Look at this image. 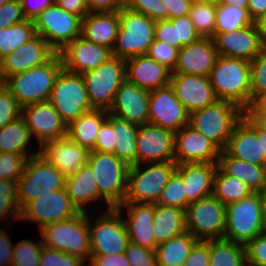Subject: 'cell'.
Returning <instances> with one entry per match:
<instances>
[{"mask_svg":"<svg viewBox=\"0 0 266 266\" xmlns=\"http://www.w3.org/2000/svg\"><path fill=\"white\" fill-rule=\"evenodd\" d=\"M36 33L58 53L81 36L82 18L53 3L33 20Z\"/></svg>","mask_w":266,"mask_h":266,"instance_id":"cell-13","label":"cell"},{"mask_svg":"<svg viewBox=\"0 0 266 266\" xmlns=\"http://www.w3.org/2000/svg\"><path fill=\"white\" fill-rule=\"evenodd\" d=\"M63 68L82 75L96 69L112 57V50L86 40L83 36L75 38L58 52Z\"/></svg>","mask_w":266,"mask_h":266,"instance_id":"cell-22","label":"cell"},{"mask_svg":"<svg viewBox=\"0 0 266 266\" xmlns=\"http://www.w3.org/2000/svg\"><path fill=\"white\" fill-rule=\"evenodd\" d=\"M87 212L40 229L43 246L68 253L85 262L91 257Z\"/></svg>","mask_w":266,"mask_h":266,"instance_id":"cell-5","label":"cell"},{"mask_svg":"<svg viewBox=\"0 0 266 266\" xmlns=\"http://www.w3.org/2000/svg\"><path fill=\"white\" fill-rule=\"evenodd\" d=\"M13 249L9 235L0 229V266H12Z\"/></svg>","mask_w":266,"mask_h":266,"instance_id":"cell-63","label":"cell"},{"mask_svg":"<svg viewBox=\"0 0 266 266\" xmlns=\"http://www.w3.org/2000/svg\"><path fill=\"white\" fill-rule=\"evenodd\" d=\"M10 1H12V0H0V6H2L5 3H8Z\"/></svg>","mask_w":266,"mask_h":266,"instance_id":"cell-74","label":"cell"},{"mask_svg":"<svg viewBox=\"0 0 266 266\" xmlns=\"http://www.w3.org/2000/svg\"><path fill=\"white\" fill-rule=\"evenodd\" d=\"M155 40L164 41L172 47L180 49V41H177L176 25L170 20H159L155 23Z\"/></svg>","mask_w":266,"mask_h":266,"instance_id":"cell-59","label":"cell"},{"mask_svg":"<svg viewBox=\"0 0 266 266\" xmlns=\"http://www.w3.org/2000/svg\"><path fill=\"white\" fill-rule=\"evenodd\" d=\"M213 40L220 56L248 61L266 46L255 24L231 32H215Z\"/></svg>","mask_w":266,"mask_h":266,"instance_id":"cell-21","label":"cell"},{"mask_svg":"<svg viewBox=\"0 0 266 266\" xmlns=\"http://www.w3.org/2000/svg\"><path fill=\"white\" fill-rule=\"evenodd\" d=\"M249 0H221L220 4L231 5L239 8H248Z\"/></svg>","mask_w":266,"mask_h":266,"instance_id":"cell-71","label":"cell"},{"mask_svg":"<svg viewBox=\"0 0 266 266\" xmlns=\"http://www.w3.org/2000/svg\"><path fill=\"white\" fill-rule=\"evenodd\" d=\"M224 151L231 157L265 166L261 140L258 139V125L246 114L235 126Z\"/></svg>","mask_w":266,"mask_h":266,"instance_id":"cell-26","label":"cell"},{"mask_svg":"<svg viewBox=\"0 0 266 266\" xmlns=\"http://www.w3.org/2000/svg\"><path fill=\"white\" fill-rule=\"evenodd\" d=\"M148 123L174 133L189 123V113L168 85L149 92Z\"/></svg>","mask_w":266,"mask_h":266,"instance_id":"cell-16","label":"cell"},{"mask_svg":"<svg viewBox=\"0 0 266 266\" xmlns=\"http://www.w3.org/2000/svg\"><path fill=\"white\" fill-rule=\"evenodd\" d=\"M217 163H185L179 164L176 171L182 176L186 207L202 198L212 195L213 179Z\"/></svg>","mask_w":266,"mask_h":266,"instance_id":"cell-29","label":"cell"},{"mask_svg":"<svg viewBox=\"0 0 266 266\" xmlns=\"http://www.w3.org/2000/svg\"><path fill=\"white\" fill-rule=\"evenodd\" d=\"M250 61L218 56L209 79L218 100L236 103L243 110L251 104Z\"/></svg>","mask_w":266,"mask_h":266,"instance_id":"cell-2","label":"cell"},{"mask_svg":"<svg viewBox=\"0 0 266 266\" xmlns=\"http://www.w3.org/2000/svg\"><path fill=\"white\" fill-rule=\"evenodd\" d=\"M126 80L139 88L152 91L170 85L171 71L147 55L125 60Z\"/></svg>","mask_w":266,"mask_h":266,"instance_id":"cell-28","label":"cell"},{"mask_svg":"<svg viewBox=\"0 0 266 266\" xmlns=\"http://www.w3.org/2000/svg\"><path fill=\"white\" fill-rule=\"evenodd\" d=\"M164 20L189 15L193 0H162Z\"/></svg>","mask_w":266,"mask_h":266,"instance_id":"cell-60","label":"cell"},{"mask_svg":"<svg viewBox=\"0 0 266 266\" xmlns=\"http://www.w3.org/2000/svg\"><path fill=\"white\" fill-rule=\"evenodd\" d=\"M125 7L143 13L154 21L164 20L162 0H125Z\"/></svg>","mask_w":266,"mask_h":266,"instance_id":"cell-52","label":"cell"},{"mask_svg":"<svg viewBox=\"0 0 266 266\" xmlns=\"http://www.w3.org/2000/svg\"><path fill=\"white\" fill-rule=\"evenodd\" d=\"M107 116L108 111L102 109L85 112L68 126L67 136L76 144L92 151L100 126Z\"/></svg>","mask_w":266,"mask_h":266,"instance_id":"cell-34","label":"cell"},{"mask_svg":"<svg viewBox=\"0 0 266 266\" xmlns=\"http://www.w3.org/2000/svg\"><path fill=\"white\" fill-rule=\"evenodd\" d=\"M87 164L98 186V199H104L108 209L120 206L127 194L130 166L111 153L90 151Z\"/></svg>","mask_w":266,"mask_h":266,"instance_id":"cell-4","label":"cell"},{"mask_svg":"<svg viewBox=\"0 0 266 266\" xmlns=\"http://www.w3.org/2000/svg\"><path fill=\"white\" fill-rule=\"evenodd\" d=\"M43 243L38 244L30 240H22L14 246L12 266H39Z\"/></svg>","mask_w":266,"mask_h":266,"instance_id":"cell-46","label":"cell"},{"mask_svg":"<svg viewBox=\"0 0 266 266\" xmlns=\"http://www.w3.org/2000/svg\"><path fill=\"white\" fill-rule=\"evenodd\" d=\"M54 3L82 19L89 13L86 0H54Z\"/></svg>","mask_w":266,"mask_h":266,"instance_id":"cell-64","label":"cell"},{"mask_svg":"<svg viewBox=\"0 0 266 266\" xmlns=\"http://www.w3.org/2000/svg\"><path fill=\"white\" fill-rule=\"evenodd\" d=\"M62 68V59L59 53H56L45 64L13 74L2 84L14 96L21 108L49 101L55 79Z\"/></svg>","mask_w":266,"mask_h":266,"instance_id":"cell-1","label":"cell"},{"mask_svg":"<svg viewBox=\"0 0 266 266\" xmlns=\"http://www.w3.org/2000/svg\"><path fill=\"white\" fill-rule=\"evenodd\" d=\"M20 3L24 17L29 20H34V18L37 17L44 9L51 6L54 3V0H37L36 3L34 1L36 5H33L32 7H28L29 5L27 6L29 0H20Z\"/></svg>","mask_w":266,"mask_h":266,"instance_id":"cell-65","label":"cell"},{"mask_svg":"<svg viewBox=\"0 0 266 266\" xmlns=\"http://www.w3.org/2000/svg\"><path fill=\"white\" fill-rule=\"evenodd\" d=\"M248 12L253 21L266 12V0H249Z\"/></svg>","mask_w":266,"mask_h":266,"instance_id":"cell-67","label":"cell"},{"mask_svg":"<svg viewBox=\"0 0 266 266\" xmlns=\"http://www.w3.org/2000/svg\"><path fill=\"white\" fill-rule=\"evenodd\" d=\"M93 109L109 110L114 97L126 80L125 60L112 56L96 69L82 74Z\"/></svg>","mask_w":266,"mask_h":266,"instance_id":"cell-8","label":"cell"},{"mask_svg":"<svg viewBox=\"0 0 266 266\" xmlns=\"http://www.w3.org/2000/svg\"><path fill=\"white\" fill-rule=\"evenodd\" d=\"M248 266H266V233L254 237L245 246Z\"/></svg>","mask_w":266,"mask_h":266,"instance_id":"cell-53","label":"cell"},{"mask_svg":"<svg viewBox=\"0 0 266 266\" xmlns=\"http://www.w3.org/2000/svg\"><path fill=\"white\" fill-rule=\"evenodd\" d=\"M65 189L72 203L80 212L86 211L83 206L87 202L98 199V186L88 164H85L74 175L66 178Z\"/></svg>","mask_w":266,"mask_h":266,"instance_id":"cell-35","label":"cell"},{"mask_svg":"<svg viewBox=\"0 0 266 266\" xmlns=\"http://www.w3.org/2000/svg\"><path fill=\"white\" fill-rule=\"evenodd\" d=\"M250 92L251 101L263 92H266V46L250 61Z\"/></svg>","mask_w":266,"mask_h":266,"instance_id":"cell-47","label":"cell"},{"mask_svg":"<svg viewBox=\"0 0 266 266\" xmlns=\"http://www.w3.org/2000/svg\"><path fill=\"white\" fill-rule=\"evenodd\" d=\"M186 231L184 209L154 203L153 236L157 245Z\"/></svg>","mask_w":266,"mask_h":266,"instance_id":"cell-33","label":"cell"},{"mask_svg":"<svg viewBox=\"0 0 266 266\" xmlns=\"http://www.w3.org/2000/svg\"><path fill=\"white\" fill-rule=\"evenodd\" d=\"M128 208V219L124 220L130 242L155 250L157 244L153 236L154 204L123 202Z\"/></svg>","mask_w":266,"mask_h":266,"instance_id":"cell-30","label":"cell"},{"mask_svg":"<svg viewBox=\"0 0 266 266\" xmlns=\"http://www.w3.org/2000/svg\"><path fill=\"white\" fill-rule=\"evenodd\" d=\"M49 102L67 126L80 115L93 110L82 75L64 68L55 79Z\"/></svg>","mask_w":266,"mask_h":266,"instance_id":"cell-9","label":"cell"},{"mask_svg":"<svg viewBox=\"0 0 266 266\" xmlns=\"http://www.w3.org/2000/svg\"><path fill=\"white\" fill-rule=\"evenodd\" d=\"M244 181L225 174L218 166L213 179L212 195L225 206L252 194Z\"/></svg>","mask_w":266,"mask_h":266,"instance_id":"cell-40","label":"cell"},{"mask_svg":"<svg viewBox=\"0 0 266 266\" xmlns=\"http://www.w3.org/2000/svg\"><path fill=\"white\" fill-rule=\"evenodd\" d=\"M245 113H266V92L258 94L252 101Z\"/></svg>","mask_w":266,"mask_h":266,"instance_id":"cell-66","label":"cell"},{"mask_svg":"<svg viewBox=\"0 0 266 266\" xmlns=\"http://www.w3.org/2000/svg\"><path fill=\"white\" fill-rule=\"evenodd\" d=\"M149 92L125 80L116 92L108 114L138 126L148 124Z\"/></svg>","mask_w":266,"mask_h":266,"instance_id":"cell-25","label":"cell"},{"mask_svg":"<svg viewBox=\"0 0 266 266\" xmlns=\"http://www.w3.org/2000/svg\"><path fill=\"white\" fill-rule=\"evenodd\" d=\"M244 114L245 110L236 103L217 100L189 114L188 125L212 141L222 151Z\"/></svg>","mask_w":266,"mask_h":266,"instance_id":"cell-3","label":"cell"},{"mask_svg":"<svg viewBox=\"0 0 266 266\" xmlns=\"http://www.w3.org/2000/svg\"><path fill=\"white\" fill-rule=\"evenodd\" d=\"M193 1L200 2V3H212L215 5H218L221 2V0H193Z\"/></svg>","mask_w":266,"mask_h":266,"instance_id":"cell-73","label":"cell"},{"mask_svg":"<svg viewBox=\"0 0 266 266\" xmlns=\"http://www.w3.org/2000/svg\"><path fill=\"white\" fill-rule=\"evenodd\" d=\"M175 133L152 124L137 131V164L174 161Z\"/></svg>","mask_w":266,"mask_h":266,"instance_id":"cell-18","label":"cell"},{"mask_svg":"<svg viewBox=\"0 0 266 266\" xmlns=\"http://www.w3.org/2000/svg\"><path fill=\"white\" fill-rule=\"evenodd\" d=\"M209 240H198L182 266H209Z\"/></svg>","mask_w":266,"mask_h":266,"instance_id":"cell-58","label":"cell"},{"mask_svg":"<svg viewBox=\"0 0 266 266\" xmlns=\"http://www.w3.org/2000/svg\"><path fill=\"white\" fill-rule=\"evenodd\" d=\"M185 219L186 230L197 240L224 238L226 206L213 195L188 204Z\"/></svg>","mask_w":266,"mask_h":266,"instance_id":"cell-12","label":"cell"},{"mask_svg":"<svg viewBox=\"0 0 266 266\" xmlns=\"http://www.w3.org/2000/svg\"><path fill=\"white\" fill-rule=\"evenodd\" d=\"M39 266H85L80 259L58 250L43 246Z\"/></svg>","mask_w":266,"mask_h":266,"instance_id":"cell-51","label":"cell"},{"mask_svg":"<svg viewBox=\"0 0 266 266\" xmlns=\"http://www.w3.org/2000/svg\"><path fill=\"white\" fill-rule=\"evenodd\" d=\"M142 172L140 164L130 166L128 172L127 194L124 202L154 204L160 193L176 170L177 164L153 162Z\"/></svg>","mask_w":266,"mask_h":266,"instance_id":"cell-11","label":"cell"},{"mask_svg":"<svg viewBox=\"0 0 266 266\" xmlns=\"http://www.w3.org/2000/svg\"><path fill=\"white\" fill-rule=\"evenodd\" d=\"M37 35L33 20L0 29V60Z\"/></svg>","mask_w":266,"mask_h":266,"instance_id":"cell-41","label":"cell"},{"mask_svg":"<svg viewBox=\"0 0 266 266\" xmlns=\"http://www.w3.org/2000/svg\"><path fill=\"white\" fill-rule=\"evenodd\" d=\"M220 152L221 150L212 141L189 125L175 133L174 162L177 165L218 163Z\"/></svg>","mask_w":266,"mask_h":266,"instance_id":"cell-19","label":"cell"},{"mask_svg":"<svg viewBox=\"0 0 266 266\" xmlns=\"http://www.w3.org/2000/svg\"><path fill=\"white\" fill-rule=\"evenodd\" d=\"M256 29L261 34L263 41L266 43V12L262 13L254 20Z\"/></svg>","mask_w":266,"mask_h":266,"instance_id":"cell-68","label":"cell"},{"mask_svg":"<svg viewBox=\"0 0 266 266\" xmlns=\"http://www.w3.org/2000/svg\"><path fill=\"white\" fill-rule=\"evenodd\" d=\"M79 213L66 189H60L29 201L20 211V220L34 221L41 229L48 224L73 218Z\"/></svg>","mask_w":266,"mask_h":266,"instance_id":"cell-15","label":"cell"},{"mask_svg":"<svg viewBox=\"0 0 266 266\" xmlns=\"http://www.w3.org/2000/svg\"><path fill=\"white\" fill-rule=\"evenodd\" d=\"M21 115V107L9 90L0 83V128Z\"/></svg>","mask_w":266,"mask_h":266,"instance_id":"cell-50","label":"cell"},{"mask_svg":"<svg viewBox=\"0 0 266 266\" xmlns=\"http://www.w3.org/2000/svg\"><path fill=\"white\" fill-rule=\"evenodd\" d=\"M189 17L201 37L213 38L215 36V4L193 1L189 12Z\"/></svg>","mask_w":266,"mask_h":266,"instance_id":"cell-43","label":"cell"},{"mask_svg":"<svg viewBox=\"0 0 266 266\" xmlns=\"http://www.w3.org/2000/svg\"><path fill=\"white\" fill-rule=\"evenodd\" d=\"M156 204L186 209V194L182 176L176 170L170 176Z\"/></svg>","mask_w":266,"mask_h":266,"instance_id":"cell-44","label":"cell"},{"mask_svg":"<svg viewBox=\"0 0 266 266\" xmlns=\"http://www.w3.org/2000/svg\"><path fill=\"white\" fill-rule=\"evenodd\" d=\"M169 20L173 25H176L177 41H180V49L201 38L189 15Z\"/></svg>","mask_w":266,"mask_h":266,"instance_id":"cell-55","label":"cell"},{"mask_svg":"<svg viewBox=\"0 0 266 266\" xmlns=\"http://www.w3.org/2000/svg\"><path fill=\"white\" fill-rule=\"evenodd\" d=\"M218 56L213 38L201 37L179 49L177 63L171 73L209 77Z\"/></svg>","mask_w":266,"mask_h":266,"instance_id":"cell-27","label":"cell"},{"mask_svg":"<svg viewBox=\"0 0 266 266\" xmlns=\"http://www.w3.org/2000/svg\"><path fill=\"white\" fill-rule=\"evenodd\" d=\"M26 20L20 0H12L0 6V29L8 28Z\"/></svg>","mask_w":266,"mask_h":266,"instance_id":"cell-56","label":"cell"},{"mask_svg":"<svg viewBox=\"0 0 266 266\" xmlns=\"http://www.w3.org/2000/svg\"><path fill=\"white\" fill-rule=\"evenodd\" d=\"M209 266H246L244 245L226 239L209 240Z\"/></svg>","mask_w":266,"mask_h":266,"instance_id":"cell-39","label":"cell"},{"mask_svg":"<svg viewBox=\"0 0 266 266\" xmlns=\"http://www.w3.org/2000/svg\"><path fill=\"white\" fill-rule=\"evenodd\" d=\"M260 128L266 130V113H245Z\"/></svg>","mask_w":266,"mask_h":266,"instance_id":"cell-69","label":"cell"},{"mask_svg":"<svg viewBox=\"0 0 266 266\" xmlns=\"http://www.w3.org/2000/svg\"><path fill=\"white\" fill-rule=\"evenodd\" d=\"M120 27L112 56L124 60L140 55H146L149 46L155 40V23L143 13H138L123 7L119 10Z\"/></svg>","mask_w":266,"mask_h":266,"instance_id":"cell-6","label":"cell"},{"mask_svg":"<svg viewBox=\"0 0 266 266\" xmlns=\"http://www.w3.org/2000/svg\"><path fill=\"white\" fill-rule=\"evenodd\" d=\"M39 155L57 168L66 178L77 173L88 162L90 151L68 136L49 140L40 146Z\"/></svg>","mask_w":266,"mask_h":266,"instance_id":"cell-24","label":"cell"},{"mask_svg":"<svg viewBox=\"0 0 266 266\" xmlns=\"http://www.w3.org/2000/svg\"><path fill=\"white\" fill-rule=\"evenodd\" d=\"M198 240L188 231L158 244L154 250L157 266H182Z\"/></svg>","mask_w":266,"mask_h":266,"instance_id":"cell-37","label":"cell"},{"mask_svg":"<svg viewBox=\"0 0 266 266\" xmlns=\"http://www.w3.org/2000/svg\"><path fill=\"white\" fill-rule=\"evenodd\" d=\"M114 147L115 143L113 137V127L111 125V114H108L107 118L100 126V130L96 137L95 146L92 151L113 154Z\"/></svg>","mask_w":266,"mask_h":266,"instance_id":"cell-57","label":"cell"},{"mask_svg":"<svg viewBox=\"0 0 266 266\" xmlns=\"http://www.w3.org/2000/svg\"><path fill=\"white\" fill-rule=\"evenodd\" d=\"M56 53L46 40L37 34L0 60V83L13 74L45 64Z\"/></svg>","mask_w":266,"mask_h":266,"instance_id":"cell-17","label":"cell"},{"mask_svg":"<svg viewBox=\"0 0 266 266\" xmlns=\"http://www.w3.org/2000/svg\"><path fill=\"white\" fill-rule=\"evenodd\" d=\"M21 116L31 136H37L40 146L49 140L67 137L68 126L49 101L22 107Z\"/></svg>","mask_w":266,"mask_h":266,"instance_id":"cell-20","label":"cell"},{"mask_svg":"<svg viewBox=\"0 0 266 266\" xmlns=\"http://www.w3.org/2000/svg\"><path fill=\"white\" fill-rule=\"evenodd\" d=\"M218 167L227 175L236 177L245 182L252 192H261L266 183V166L231 157L224 150L220 152Z\"/></svg>","mask_w":266,"mask_h":266,"instance_id":"cell-32","label":"cell"},{"mask_svg":"<svg viewBox=\"0 0 266 266\" xmlns=\"http://www.w3.org/2000/svg\"><path fill=\"white\" fill-rule=\"evenodd\" d=\"M26 161L22 154L0 152V179L17 181L24 172Z\"/></svg>","mask_w":266,"mask_h":266,"instance_id":"cell-48","label":"cell"},{"mask_svg":"<svg viewBox=\"0 0 266 266\" xmlns=\"http://www.w3.org/2000/svg\"><path fill=\"white\" fill-rule=\"evenodd\" d=\"M178 51V48L172 47L164 41L154 40L146 55L173 72L177 63Z\"/></svg>","mask_w":266,"mask_h":266,"instance_id":"cell-49","label":"cell"},{"mask_svg":"<svg viewBox=\"0 0 266 266\" xmlns=\"http://www.w3.org/2000/svg\"><path fill=\"white\" fill-rule=\"evenodd\" d=\"M20 205L17 199V181L0 179V220L11 213L20 220Z\"/></svg>","mask_w":266,"mask_h":266,"instance_id":"cell-45","label":"cell"},{"mask_svg":"<svg viewBox=\"0 0 266 266\" xmlns=\"http://www.w3.org/2000/svg\"><path fill=\"white\" fill-rule=\"evenodd\" d=\"M258 139L261 140V147H262V152L264 153L265 156V166H266V130L260 128L258 126Z\"/></svg>","mask_w":266,"mask_h":266,"instance_id":"cell-72","label":"cell"},{"mask_svg":"<svg viewBox=\"0 0 266 266\" xmlns=\"http://www.w3.org/2000/svg\"><path fill=\"white\" fill-rule=\"evenodd\" d=\"M125 256L130 266H157L154 250L129 242Z\"/></svg>","mask_w":266,"mask_h":266,"instance_id":"cell-54","label":"cell"},{"mask_svg":"<svg viewBox=\"0 0 266 266\" xmlns=\"http://www.w3.org/2000/svg\"><path fill=\"white\" fill-rule=\"evenodd\" d=\"M65 180L66 177L39 155V151L30 155L23 174L17 180V199L20 208L40 196L65 189Z\"/></svg>","mask_w":266,"mask_h":266,"instance_id":"cell-7","label":"cell"},{"mask_svg":"<svg viewBox=\"0 0 266 266\" xmlns=\"http://www.w3.org/2000/svg\"><path fill=\"white\" fill-rule=\"evenodd\" d=\"M263 231L259 193L253 192L226 206L224 239L246 245Z\"/></svg>","mask_w":266,"mask_h":266,"instance_id":"cell-10","label":"cell"},{"mask_svg":"<svg viewBox=\"0 0 266 266\" xmlns=\"http://www.w3.org/2000/svg\"><path fill=\"white\" fill-rule=\"evenodd\" d=\"M98 218L93 227L88 219L91 255L124 253L130 240L121 208H110Z\"/></svg>","mask_w":266,"mask_h":266,"instance_id":"cell-14","label":"cell"},{"mask_svg":"<svg viewBox=\"0 0 266 266\" xmlns=\"http://www.w3.org/2000/svg\"><path fill=\"white\" fill-rule=\"evenodd\" d=\"M31 134L25 119L20 115L17 119L0 128V152L22 154L27 159L26 146Z\"/></svg>","mask_w":266,"mask_h":266,"instance_id":"cell-38","label":"cell"},{"mask_svg":"<svg viewBox=\"0 0 266 266\" xmlns=\"http://www.w3.org/2000/svg\"><path fill=\"white\" fill-rule=\"evenodd\" d=\"M254 24L247 8L231 5H216L215 32H231Z\"/></svg>","mask_w":266,"mask_h":266,"instance_id":"cell-42","label":"cell"},{"mask_svg":"<svg viewBox=\"0 0 266 266\" xmlns=\"http://www.w3.org/2000/svg\"><path fill=\"white\" fill-rule=\"evenodd\" d=\"M113 127L114 151L113 154L129 166L137 164V131L138 125L111 115Z\"/></svg>","mask_w":266,"mask_h":266,"instance_id":"cell-36","label":"cell"},{"mask_svg":"<svg viewBox=\"0 0 266 266\" xmlns=\"http://www.w3.org/2000/svg\"><path fill=\"white\" fill-rule=\"evenodd\" d=\"M119 27V11L89 12L82 19L81 36L88 41L112 50Z\"/></svg>","mask_w":266,"mask_h":266,"instance_id":"cell-31","label":"cell"},{"mask_svg":"<svg viewBox=\"0 0 266 266\" xmlns=\"http://www.w3.org/2000/svg\"><path fill=\"white\" fill-rule=\"evenodd\" d=\"M89 12H118L125 0H86Z\"/></svg>","mask_w":266,"mask_h":266,"instance_id":"cell-62","label":"cell"},{"mask_svg":"<svg viewBox=\"0 0 266 266\" xmlns=\"http://www.w3.org/2000/svg\"><path fill=\"white\" fill-rule=\"evenodd\" d=\"M259 193V199L261 202V214H262V225L263 231L266 233V190Z\"/></svg>","mask_w":266,"mask_h":266,"instance_id":"cell-70","label":"cell"},{"mask_svg":"<svg viewBox=\"0 0 266 266\" xmlns=\"http://www.w3.org/2000/svg\"><path fill=\"white\" fill-rule=\"evenodd\" d=\"M130 266L125 253L113 255H91L89 266Z\"/></svg>","mask_w":266,"mask_h":266,"instance_id":"cell-61","label":"cell"},{"mask_svg":"<svg viewBox=\"0 0 266 266\" xmlns=\"http://www.w3.org/2000/svg\"><path fill=\"white\" fill-rule=\"evenodd\" d=\"M170 86L189 114L218 100L207 76L171 73Z\"/></svg>","mask_w":266,"mask_h":266,"instance_id":"cell-23","label":"cell"}]
</instances>
